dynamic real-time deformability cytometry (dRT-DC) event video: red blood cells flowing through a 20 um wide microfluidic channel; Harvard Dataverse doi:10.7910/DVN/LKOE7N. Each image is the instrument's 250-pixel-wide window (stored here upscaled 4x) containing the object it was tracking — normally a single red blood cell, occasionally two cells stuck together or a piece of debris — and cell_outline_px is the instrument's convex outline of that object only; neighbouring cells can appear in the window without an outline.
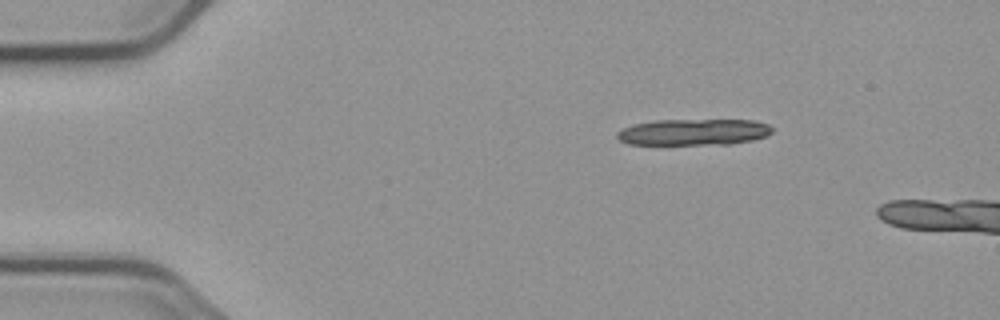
{"species": "common noctule bat (a hibernating species)", "species_latin": "Nyctalus noctula", "temperature_condition": "cold", "stored_images_in_passage": 3, "camera_frame_rate_fps": 3000, "um_per_image_px": 0.085, "animal": {"sex": "male", "body_mass_g": 23.1, "forearm_length_mm": 52.7}, "frame": {"image": 1, "passage_image": 1, "time_ms": 0.0, "image_size_px": [1000, 320], "cell_outline_px": [[772, 132], [768, 136], [752, 140], [728, 144], [628, 144], [620, 140], [616, 136], [616, 132], [632, 124], [652, 120], [752, 120], [768, 124], [772, 128]], "centroid_in_image_um": [58.95, 11.22], "position_along_channel_um": 26.1, "area_um2": 23.81}}